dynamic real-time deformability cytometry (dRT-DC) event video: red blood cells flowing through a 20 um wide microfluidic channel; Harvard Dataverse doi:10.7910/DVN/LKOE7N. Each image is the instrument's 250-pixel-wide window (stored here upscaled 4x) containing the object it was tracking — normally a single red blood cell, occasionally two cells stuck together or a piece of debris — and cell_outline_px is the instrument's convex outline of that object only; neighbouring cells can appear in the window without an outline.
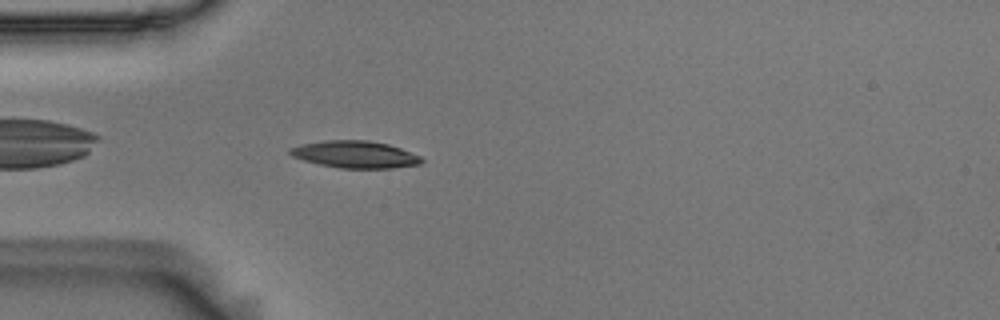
{"species": "Egyptian fruit bat (a non-hibernating species)", "species_latin": "Rousettus aegyptiacus", "temperature_condition": "room temperature", "stored_images_in_passage": 44, "camera_frame_rate_fps": 3000, "um_per_image_px": 0.085, "animal": {"sex": "male"}, "frame": {"image": 1, "passage_image": 4, "time_ms": 1.0, "image_size_px": [1000, 320], "cell_outline_px": [[424, 160], [420, 164], [392, 168], [340, 168], [320, 164], [304, 160], [292, 156], [288, 152], [288, 148], [300, 144], [324, 140], [368, 140], [388, 144], [400, 148], [420, 156]], "centroid_in_image_um": [30.16, 13.12], "position_along_channel_um": 54.8, "area_um2": 20.75}}
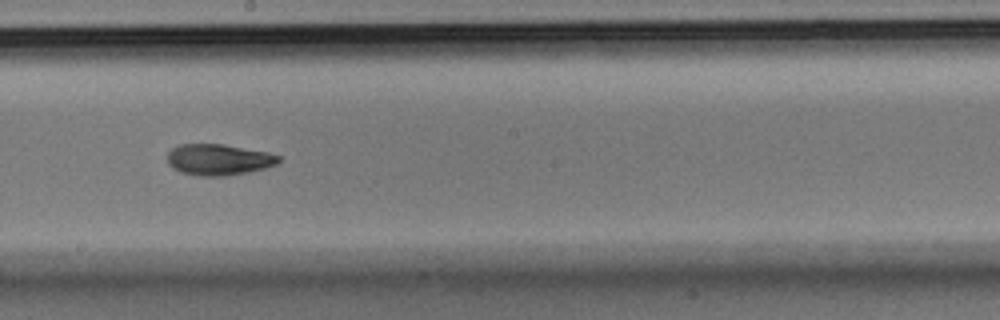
{"frame": {"image": 2, "passage_image": 19, "time_ms": 6.0, "image_size_px": [1000, 320], "cell_outline_px": [[280, 160], [276, 164], [264, 168], [248, 172], [224, 176], [200, 176], [180, 172], [172, 168], [168, 164], [168, 152], [172, 148], [180, 144], [224, 144], [268, 152], [280, 156]], "centroid_in_image_um": [18.56, 13.56], "position_along_channel_um": 229.6, "area_um2": 20.23}}
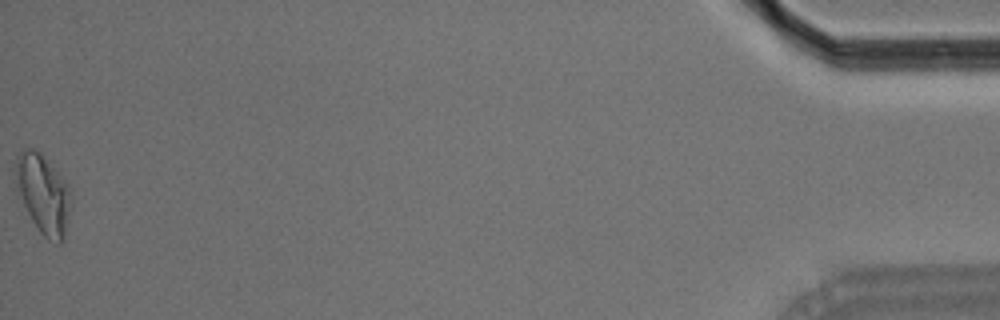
{"frame": {"image": 3, "passage_image": 44, "time_ms": 14.333, "image_size_px": [1000, 320], "cell_outline_px": [[72, 204], [64, 240], [60, 244], [56, 244], [48, 240], [40, 232], [32, 220], [16, 192], [16, 156], [24, 148], [32, 148], [40, 152], [68, 184], [72, 192]], "centroid_in_image_um": [3.7, 16.52], "position_along_channel_um": 431.5, "area_um2": 25.95}, "authors_computed_cell_mechanics": {"area_um2": 20.4901, "velocity_mm_per_s": 3.6114, "shape_relaxation_time_tau1_ms": 3.7667, "shape_relaxation_time_tau2_ms": 4.1924, "deformation_change_tau1": 0.1599, "deformation_change_tau2": 0.1131}}